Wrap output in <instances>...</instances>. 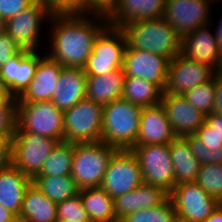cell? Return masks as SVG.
Segmentation results:
<instances>
[{"mask_svg":"<svg viewBox=\"0 0 222 222\" xmlns=\"http://www.w3.org/2000/svg\"><path fill=\"white\" fill-rule=\"evenodd\" d=\"M16 114L15 131L64 141L63 111L51 101L16 102Z\"/></svg>","mask_w":222,"mask_h":222,"instance_id":"cell-5","label":"cell"},{"mask_svg":"<svg viewBox=\"0 0 222 222\" xmlns=\"http://www.w3.org/2000/svg\"><path fill=\"white\" fill-rule=\"evenodd\" d=\"M37 51L22 49L0 66V83L13 98H18L34 78L39 60Z\"/></svg>","mask_w":222,"mask_h":222,"instance_id":"cell-16","label":"cell"},{"mask_svg":"<svg viewBox=\"0 0 222 222\" xmlns=\"http://www.w3.org/2000/svg\"><path fill=\"white\" fill-rule=\"evenodd\" d=\"M211 1L214 2L213 0H166L163 18L183 38L210 22Z\"/></svg>","mask_w":222,"mask_h":222,"instance_id":"cell-13","label":"cell"},{"mask_svg":"<svg viewBox=\"0 0 222 222\" xmlns=\"http://www.w3.org/2000/svg\"><path fill=\"white\" fill-rule=\"evenodd\" d=\"M103 105L84 98L63 112L64 141L86 143L101 141Z\"/></svg>","mask_w":222,"mask_h":222,"instance_id":"cell-7","label":"cell"},{"mask_svg":"<svg viewBox=\"0 0 222 222\" xmlns=\"http://www.w3.org/2000/svg\"><path fill=\"white\" fill-rule=\"evenodd\" d=\"M144 183L137 156L131 149L117 150L100 185L112 198L129 193Z\"/></svg>","mask_w":222,"mask_h":222,"instance_id":"cell-11","label":"cell"},{"mask_svg":"<svg viewBox=\"0 0 222 222\" xmlns=\"http://www.w3.org/2000/svg\"><path fill=\"white\" fill-rule=\"evenodd\" d=\"M11 98L7 88L0 83V106L5 105Z\"/></svg>","mask_w":222,"mask_h":222,"instance_id":"cell-48","label":"cell"},{"mask_svg":"<svg viewBox=\"0 0 222 222\" xmlns=\"http://www.w3.org/2000/svg\"><path fill=\"white\" fill-rule=\"evenodd\" d=\"M34 1L35 0H0V18L6 22L30 6Z\"/></svg>","mask_w":222,"mask_h":222,"instance_id":"cell-39","label":"cell"},{"mask_svg":"<svg viewBox=\"0 0 222 222\" xmlns=\"http://www.w3.org/2000/svg\"><path fill=\"white\" fill-rule=\"evenodd\" d=\"M32 183L40 191L55 203L65 201L77 196L79 187L72 179L71 175L65 176H36Z\"/></svg>","mask_w":222,"mask_h":222,"instance_id":"cell-30","label":"cell"},{"mask_svg":"<svg viewBox=\"0 0 222 222\" xmlns=\"http://www.w3.org/2000/svg\"><path fill=\"white\" fill-rule=\"evenodd\" d=\"M168 146L174 167L175 185L195 182L201 164L192 153L187 140L176 137Z\"/></svg>","mask_w":222,"mask_h":222,"instance_id":"cell-27","label":"cell"},{"mask_svg":"<svg viewBox=\"0 0 222 222\" xmlns=\"http://www.w3.org/2000/svg\"><path fill=\"white\" fill-rule=\"evenodd\" d=\"M204 222H222V203Z\"/></svg>","mask_w":222,"mask_h":222,"instance_id":"cell-47","label":"cell"},{"mask_svg":"<svg viewBox=\"0 0 222 222\" xmlns=\"http://www.w3.org/2000/svg\"><path fill=\"white\" fill-rule=\"evenodd\" d=\"M18 220L19 222H58L57 203L31 183L25 192Z\"/></svg>","mask_w":222,"mask_h":222,"instance_id":"cell-26","label":"cell"},{"mask_svg":"<svg viewBox=\"0 0 222 222\" xmlns=\"http://www.w3.org/2000/svg\"><path fill=\"white\" fill-rule=\"evenodd\" d=\"M181 54L192 61L208 65L215 72L222 60L216 37L210 31L209 24L198 27L182 38Z\"/></svg>","mask_w":222,"mask_h":222,"instance_id":"cell-18","label":"cell"},{"mask_svg":"<svg viewBox=\"0 0 222 222\" xmlns=\"http://www.w3.org/2000/svg\"><path fill=\"white\" fill-rule=\"evenodd\" d=\"M13 137H0V170L12 164Z\"/></svg>","mask_w":222,"mask_h":222,"instance_id":"cell-42","label":"cell"},{"mask_svg":"<svg viewBox=\"0 0 222 222\" xmlns=\"http://www.w3.org/2000/svg\"><path fill=\"white\" fill-rule=\"evenodd\" d=\"M16 98L0 106V137H13L16 129Z\"/></svg>","mask_w":222,"mask_h":222,"instance_id":"cell-38","label":"cell"},{"mask_svg":"<svg viewBox=\"0 0 222 222\" xmlns=\"http://www.w3.org/2000/svg\"><path fill=\"white\" fill-rule=\"evenodd\" d=\"M62 67L59 62L51 60L45 54L39 60L34 78L25 91L16 99V102L51 101Z\"/></svg>","mask_w":222,"mask_h":222,"instance_id":"cell-21","label":"cell"},{"mask_svg":"<svg viewBox=\"0 0 222 222\" xmlns=\"http://www.w3.org/2000/svg\"><path fill=\"white\" fill-rule=\"evenodd\" d=\"M218 23L219 24H218L217 28L215 29L216 31H214V35L216 37L218 48H219L221 55H222V17L218 21Z\"/></svg>","mask_w":222,"mask_h":222,"instance_id":"cell-49","label":"cell"},{"mask_svg":"<svg viewBox=\"0 0 222 222\" xmlns=\"http://www.w3.org/2000/svg\"><path fill=\"white\" fill-rule=\"evenodd\" d=\"M32 179L13 164L0 170V204L19 216L22 202Z\"/></svg>","mask_w":222,"mask_h":222,"instance_id":"cell-24","label":"cell"},{"mask_svg":"<svg viewBox=\"0 0 222 222\" xmlns=\"http://www.w3.org/2000/svg\"><path fill=\"white\" fill-rule=\"evenodd\" d=\"M127 48L150 51L169 60L181 53L182 38L164 18L128 22L120 27Z\"/></svg>","mask_w":222,"mask_h":222,"instance_id":"cell-2","label":"cell"},{"mask_svg":"<svg viewBox=\"0 0 222 222\" xmlns=\"http://www.w3.org/2000/svg\"><path fill=\"white\" fill-rule=\"evenodd\" d=\"M51 15L44 4L35 0L30 6L18 15L5 22V31L14 39L21 49L38 51L41 27L46 20L49 22Z\"/></svg>","mask_w":222,"mask_h":222,"instance_id":"cell-12","label":"cell"},{"mask_svg":"<svg viewBox=\"0 0 222 222\" xmlns=\"http://www.w3.org/2000/svg\"><path fill=\"white\" fill-rule=\"evenodd\" d=\"M161 104L177 137L194 134L205 123L206 115L182 94H162Z\"/></svg>","mask_w":222,"mask_h":222,"instance_id":"cell-17","label":"cell"},{"mask_svg":"<svg viewBox=\"0 0 222 222\" xmlns=\"http://www.w3.org/2000/svg\"><path fill=\"white\" fill-rule=\"evenodd\" d=\"M74 143L58 142L45 159L37 176H65L71 174Z\"/></svg>","mask_w":222,"mask_h":222,"instance_id":"cell-31","label":"cell"},{"mask_svg":"<svg viewBox=\"0 0 222 222\" xmlns=\"http://www.w3.org/2000/svg\"><path fill=\"white\" fill-rule=\"evenodd\" d=\"M216 75H217L220 79H222V60H221L220 65H219V67H218V69H217V71H216Z\"/></svg>","mask_w":222,"mask_h":222,"instance_id":"cell-50","label":"cell"},{"mask_svg":"<svg viewBox=\"0 0 222 222\" xmlns=\"http://www.w3.org/2000/svg\"><path fill=\"white\" fill-rule=\"evenodd\" d=\"M65 222H73V221H65ZM83 222H92L91 220L83 221Z\"/></svg>","mask_w":222,"mask_h":222,"instance_id":"cell-52","label":"cell"},{"mask_svg":"<svg viewBox=\"0 0 222 222\" xmlns=\"http://www.w3.org/2000/svg\"><path fill=\"white\" fill-rule=\"evenodd\" d=\"M166 0H117L106 16L107 24L120 28L128 22L163 17Z\"/></svg>","mask_w":222,"mask_h":222,"instance_id":"cell-20","label":"cell"},{"mask_svg":"<svg viewBox=\"0 0 222 222\" xmlns=\"http://www.w3.org/2000/svg\"><path fill=\"white\" fill-rule=\"evenodd\" d=\"M216 72L208 65L192 61L181 53L168 64L164 94H182L210 80Z\"/></svg>","mask_w":222,"mask_h":222,"instance_id":"cell-14","label":"cell"},{"mask_svg":"<svg viewBox=\"0 0 222 222\" xmlns=\"http://www.w3.org/2000/svg\"><path fill=\"white\" fill-rule=\"evenodd\" d=\"M117 0H83L84 10L88 14L107 16L115 7Z\"/></svg>","mask_w":222,"mask_h":222,"instance_id":"cell-41","label":"cell"},{"mask_svg":"<svg viewBox=\"0 0 222 222\" xmlns=\"http://www.w3.org/2000/svg\"><path fill=\"white\" fill-rule=\"evenodd\" d=\"M170 60L141 49L126 48L123 62L125 77H138L156 84L164 91Z\"/></svg>","mask_w":222,"mask_h":222,"instance_id":"cell-15","label":"cell"},{"mask_svg":"<svg viewBox=\"0 0 222 222\" xmlns=\"http://www.w3.org/2000/svg\"><path fill=\"white\" fill-rule=\"evenodd\" d=\"M0 222H19L18 216L0 204Z\"/></svg>","mask_w":222,"mask_h":222,"instance_id":"cell-46","label":"cell"},{"mask_svg":"<svg viewBox=\"0 0 222 222\" xmlns=\"http://www.w3.org/2000/svg\"><path fill=\"white\" fill-rule=\"evenodd\" d=\"M195 182L222 203V163L201 165Z\"/></svg>","mask_w":222,"mask_h":222,"instance_id":"cell-33","label":"cell"},{"mask_svg":"<svg viewBox=\"0 0 222 222\" xmlns=\"http://www.w3.org/2000/svg\"><path fill=\"white\" fill-rule=\"evenodd\" d=\"M184 138L201 165L222 163V145H204L195 133L186 135Z\"/></svg>","mask_w":222,"mask_h":222,"instance_id":"cell-35","label":"cell"},{"mask_svg":"<svg viewBox=\"0 0 222 222\" xmlns=\"http://www.w3.org/2000/svg\"><path fill=\"white\" fill-rule=\"evenodd\" d=\"M5 30V22L0 18V33Z\"/></svg>","mask_w":222,"mask_h":222,"instance_id":"cell-51","label":"cell"},{"mask_svg":"<svg viewBox=\"0 0 222 222\" xmlns=\"http://www.w3.org/2000/svg\"><path fill=\"white\" fill-rule=\"evenodd\" d=\"M58 141L31 132L15 131L12 164L32 180L40 173L43 163Z\"/></svg>","mask_w":222,"mask_h":222,"instance_id":"cell-8","label":"cell"},{"mask_svg":"<svg viewBox=\"0 0 222 222\" xmlns=\"http://www.w3.org/2000/svg\"><path fill=\"white\" fill-rule=\"evenodd\" d=\"M204 145H222V135L213 131L205 123L195 133Z\"/></svg>","mask_w":222,"mask_h":222,"instance_id":"cell-43","label":"cell"},{"mask_svg":"<svg viewBox=\"0 0 222 222\" xmlns=\"http://www.w3.org/2000/svg\"><path fill=\"white\" fill-rule=\"evenodd\" d=\"M184 96L188 102L205 115L210 114L214 108L215 75L205 83L187 91Z\"/></svg>","mask_w":222,"mask_h":222,"instance_id":"cell-34","label":"cell"},{"mask_svg":"<svg viewBox=\"0 0 222 222\" xmlns=\"http://www.w3.org/2000/svg\"><path fill=\"white\" fill-rule=\"evenodd\" d=\"M176 220L174 205L168 197L162 204L148 210L129 213L119 222H175Z\"/></svg>","mask_w":222,"mask_h":222,"instance_id":"cell-32","label":"cell"},{"mask_svg":"<svg viewBox=\"0 0 222 222\" xmlns=\"http://www.w3.org/2000/svg\"><path fill=\"white\" fill-rule=\"evenodd\" d=\"M49 23L54 24H50L52 43L47 56L62 66L80 68L92 53L96 36L107 25L106 16L97 14L51 16Z\"/></svg>","mask_w":222,"mask_h":222,"instance_id":"cell-1","label":"cell"},{"mask_svg":"<svg viewBox=\"0 0 222 222\" xmlns=\"http://www.w3.org/2000/svg\"><path fill=\"white\" fill-rule=\"evenodd\" d=\"M125 81L123 68L116 69L104 75L86 77V98L106 105L121 99Z\"/></svg>","mask_w":222,"mask_h":222,"instance_id":"cell-25","label":"cell"},{"mask_svg":"<svg viewBox=\"0 0 222 222\" xmlns=\"http://www.w3.org/2000/svg\"><path fill=\"white\" fill-rule=\"evenodd\" d=\"M57 219L58 222H83L90 220L79 194L73 198L57 203Z\"/></svg>","mask_w":222,"mask_h":222,"instance_id":"cell-36","label":"cell"},{"mask_svg":"<svg viewBox=\"0 0 222 222\" xmlns=\"http://www.w3.org/2000/svg\"><path fill=\"white\" fill-rule=\"evenodd\" d=\"M117 150L103 141L74 143L70 175L80 190L100 187L109 161Z\"/></svg>","mask_w":222,"mask_h":222,"instance_id":"cell-4","label":"cell"},{"mask_svg":"<svg viewBox=\"0 0 222 222\" xmlns=\"http://www.w3.org/2000/svg\"><path fill=\"white\" fill-rule=\"evenodd\" d=\"M126 48L122 30L107 24L94 40L84 72L87 76H98L122 68Z\"/></svg>","mask_w":222,"mask_h":222,"instance_id":"cell-6","label":"cell"},{"mask_svg":"<svg viewBox=\"0 0 222 222\" xmlns=\"http://www.w3.org/2000/svg\"><path fill=\"white\" fill-rule=\"evenodd\" d=\"M141 110L122 98L104 105L101 141L118 150L136 146Z\"/></svg>","mask_w":222,"mask_h":222,"instance_id":"cell-3","label":"cell"},{"mask_svg":"<svg viewBox=\"0 0 222 222\" xmlns=\"http://www.w3.org/2000/svg\"><path fill=\"white\" fill-rule=\"evenodd\" d=\"M212 113L222 115V79L215 74V100Z\"/></svg>","mask_w":222,"mask_h":222,"instance_id":"cell-44","label":"cell"},{"mask_svg":"<svg viewBox=\"0 0 222 222\" xmlns=\"http://www.w3.org/2000/svg\"><path fill=\"white\" fill-rule=\"evenodd\" d=\"M176 137L161 103L142 108L136 145L169 144Z\"/></svg>","mask_w":222,"mask_h":222,"instance_id":"cell-19","label":"cell"},{"mask_svg":"<svg viewBox=\"0 0 222 222\" xmlns=\"http://www.w3.org/2000/svg\"><path fill=\"white\" fill-rule=\"evenodd\" d=\"M86 73L80 67H62L51 102L61 111L86 98Z\"/></svg>","mask_w":222,"mask_h":222,"instance_id":"cell-23","label":"cell"},{"mask_svg":"<svg viewBox=\"0 0 222 222\" xmlns=\"http://www.w3.org/2000/svg\"><path fill=\"white\" fill-rule=\"evenodd\" d=\"M21 50L19 45L5 30L0 33V66L5 64Z\"/></svg>","mask_w":222,"mask_h":222,"instance_id":"cell-40","label":"cell"},{"mask_svg":"<svg viewBox=\"0 0 222 222\" xmlns=\"http://www.w3.org/2000/svg\"><path fill=\"white\" fill-rule=\"evenodd\" d=\"M163 91L154 83L138 77H125L122 99L136 106H147L161 103Z\"/></svg>","mask_w":222,"mask_h":222,"instance_id":"cell-29","label":"cell"},{"mask_svg":"<svg viewBox=\"0 0 222 222\" xmlns=\"http://www.w3.org/2000/svg\"><path fill=\"white\" fill-rule=\"evenodd\" d=\"M79 195L92 222H119L114 211V199L103 188L81 189Z\"/></svg>","mask_w":222,"mask_h":222,"instance_id":"cell-28","label":"cell"},{"mask_svg":"<svg viewBox=\"0 0 222 222\" xmlns=\"http://www.w3.org/2000/svg\"><path fill=\"white\" fill-rule=\"evenodd\" d=\"M205 124L213 129V131L222 135V115L210 113L206 115Z\"/></svg>","mask_w":222,"mask_h":222,"instance_id":"cell-45","label":"cell"},{"mask_svg":"<svg viewBox=\"0 0 222 222\" xmlns=\"http://www.w3.org/2000/svg\"><path fill=\"white\" fill-rule=\"evenodd\" d=\"M51 16L87 15L83 0H39Z\"/></svg>","mask_w":222,"mask_h":222,"instance_id":"cell-37","label":"cell"},{"mask_svg":"<svg viewBox=\"0 0 222 222\" xmlns=\"http://www.w3.org/2000/svg\"><path fill=\"white\" fill-rule=\"evenodd\" d=\"M169 197L179 222H204L221 204L196 182L175 185Z\"/></svg>","mask_w":222,"mask_h":222,"instance_id":"cell-9","label":"cell"},{"mask_svg":"<svg viewBox=\"0 0 222 222\" xmlns=\"http://www.w3.org/2000/svg\"><path fill=\"white\" fill-rule=\"evenodd\" d=\"M168 197L169 193L162 187L143 183L129 193L113 198L116 219L120 221L129 213L156 207Z\"/></svg>","mask_w":222,"mask_h":222,"instance_id":"cell-22","label":"cell"},{"mask_svg":"<svg viewBox=\"0 0 222 222\" xmlns=\"http://www.w3.org/2000/svg\"><path fill=\"white\" fill-rule=\"evenodd\" d=\"M131 150L139 161L144 183L170 193L175 186V175L168 144L136 145Z\"/></svg>","mask_w":222,"mask_h":222,"instance_id":"cell-10","label":"cell"}]
</instances>
